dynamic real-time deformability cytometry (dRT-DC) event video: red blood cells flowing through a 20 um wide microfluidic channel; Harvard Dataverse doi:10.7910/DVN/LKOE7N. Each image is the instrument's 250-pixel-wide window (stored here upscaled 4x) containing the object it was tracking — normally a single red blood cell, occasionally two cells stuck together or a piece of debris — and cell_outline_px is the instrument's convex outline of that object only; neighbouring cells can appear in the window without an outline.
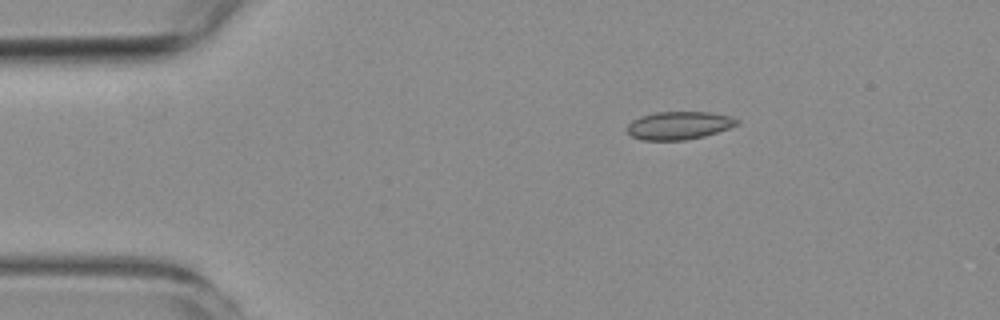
{"species": "common noctule bat (a hibernating species)", "species_latin": "Nyctalus noctula", "temperature_condition": "room temperature", "stored_images_in_passage": 4, "camera_frame_rate_fps": 3000, "um_per_image_px": 0.085, "animal": {"sex": "female", "body_mass_g": 19.3, "forearm_length_mm": 54.1}, "frame": {"image": 1, "passage_image": 1, "time_ms": 0.0, "image_size_px": [1000, 320], "cell_outline_px": [[740, 124], [704, 136], [684, 140], [640, 140], [632, 136], [628, 132], [628, 124], [632, 120], [640, 116], [656, 112], [708, 112], [732, 116], [740, 120]], "centroid_in_image_um": [57.72, 10.66], "position_along_channel_um": 27.3, "area_um2": 17.92}}